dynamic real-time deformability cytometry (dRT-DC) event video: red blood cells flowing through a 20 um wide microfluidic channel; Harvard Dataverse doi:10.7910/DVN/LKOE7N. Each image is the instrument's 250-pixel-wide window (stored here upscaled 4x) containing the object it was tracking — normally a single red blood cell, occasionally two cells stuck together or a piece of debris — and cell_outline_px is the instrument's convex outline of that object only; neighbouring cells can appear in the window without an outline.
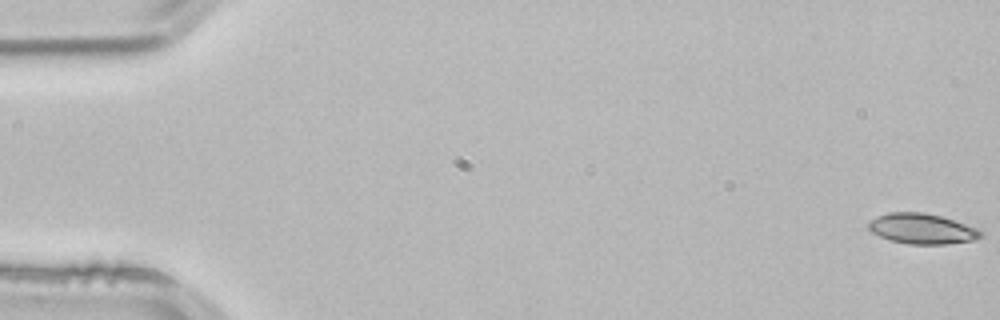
{"species": "common noctule bat (a hibernating species)", "species_latin": "Nyctalus noctula", "temperature_condition": "room temperature", "stored_images_in_passage": 4, "camera_frame_rate_fps": 3000, "um_per_image_px": 0.085, "animal": {"sex": "male", "body_mass_g": 21.5, "forearm_length_mm": 52.0}, "frame": {"image": 1, "passage_image": 1, "time_ms": 0.0, "image_size_px": [1000, 320], "cell_outline_px": [[984, 236], [976, 240], [948, 244], [908, 244], [888, 240], [872, 232], [868, 228], [868, 220], [876, 216], [888, 212], [924, 212], [940, 216], [976, 228], [984, 232]], "centroid_in_image_um": [78.35, 19.45], "position_along_channel_um": 6.6, "area_um2": 20.06}}
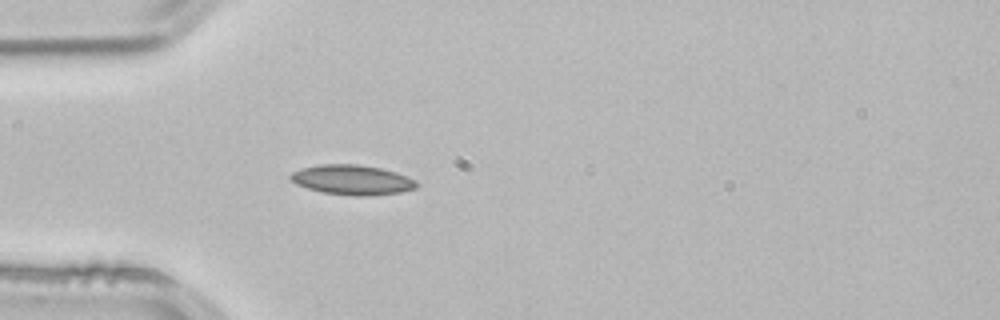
{"frame": {"image": 2, "passage_image": 4, "time_ms": 1.0, "image_size_px": [1000, 320], "cell_outline_px": [[420, 184], [416, 188], [400, 192], [364, 196], [356, 196], [324, 192], [308, 188], [296, 184], [288, 176], [292, 172], [300, 168], [320, 164], [356, 164], [380, 168], [396, 172], [408, 176], [416, 180]], "centroid_in_image_um": [29.95, 15.28], "position_along_channel_um": 55.0, "area_um2": 21.91}}